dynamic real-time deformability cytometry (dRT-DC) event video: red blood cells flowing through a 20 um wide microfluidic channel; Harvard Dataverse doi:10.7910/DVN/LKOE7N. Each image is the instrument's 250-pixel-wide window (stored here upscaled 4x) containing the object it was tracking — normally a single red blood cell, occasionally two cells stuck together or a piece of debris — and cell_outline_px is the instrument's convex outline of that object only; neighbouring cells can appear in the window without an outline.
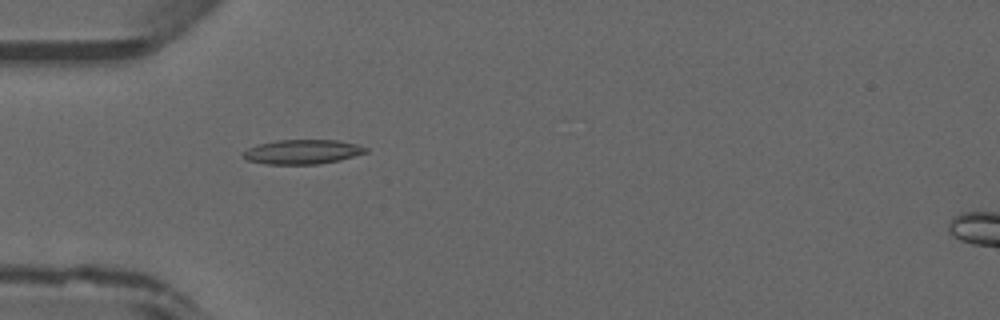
{"species": "common noctule bat (a hibernating species)", "species_latin": "Nyctalus noctula", "temperature_condition": "warm", "stored_images_in_passage": 22, "camera_frame_rate_fps": 3000, "um_per_image_px": 0.085, "animal": {"sex": "male", "forearm_length_mm": 52.5}, "frame": {"image": 1, "passage_image": 7, "time_ms": 2.0, "image_size_px": [1000, 320], "cell_outline_px": [[368, 152], [340, 160], [320, 164], [264, 164], [248, 160], [240, 156], [240, 152], [248, 148], [260, 144], [276, 140], [336, 140], [356, 144], [368, 148]], "centroid_in_image_um": [25.68, 12.91], "position_along_channel_um": 59.3, "area_um2": 17.57}}
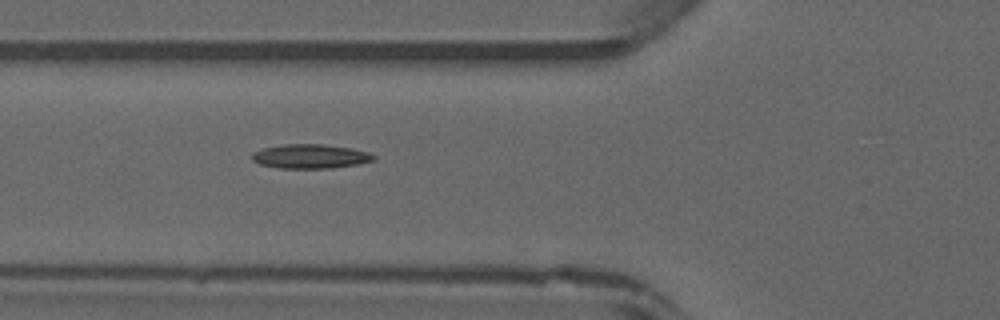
{"frame": {"image": 2, "passage_image": 10, "time_ms": 3.0, "image_size_px": [1000, 320], "cell_outline_px": [[376, 156], [372, 160], [356, 164], [332, 168], [280, 168], [260, 164], [252, 160], [252, 152], [264, 148], [284, 144], [324, 144], [352, 148], [368, 152]], "centroid_in_image_um": [26.36, 13.28], "position_along_channel_um": 99.4, "area_um2": 17.05}}